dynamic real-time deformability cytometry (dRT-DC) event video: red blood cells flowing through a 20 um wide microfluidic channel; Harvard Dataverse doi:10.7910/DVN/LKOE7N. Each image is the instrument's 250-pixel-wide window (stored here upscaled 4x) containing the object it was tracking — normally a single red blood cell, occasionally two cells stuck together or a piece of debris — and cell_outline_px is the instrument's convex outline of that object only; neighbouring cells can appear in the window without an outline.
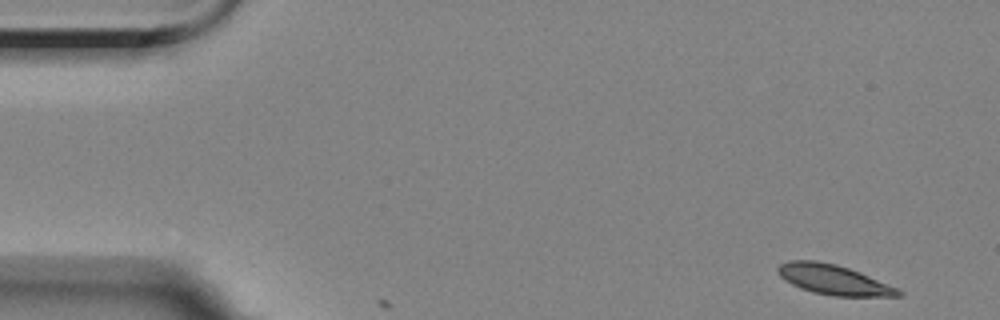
{"species": "Egyptian fruit bat (a non-hibernating species)", "species_latin": "Rousettus aegyptiacus", "temperature_condition": "room temperature", "stored_images_in_passage": 5, "segment_of_instrument_passage": [2, 2], "camera_frame_rate_fps": 3000, "um_per_image_px": 0.085, "animal": {"sex": "female"}, "frame": {"image": 1, "passage_image": 5, "time_ms": 6.667, "image_size_px": [1000, 320], "cell_outline_px": [[904, 296], [832, 296], [812, 292], [800, 288], [784, 280], [776, 272], [776, 268], [780, 264], [788, 260], [816, 260], [836, 264], [860, 272], [900, 288], [904, 292]], "centroid_in_image_um": [70.87, 23.77], "position_along_channel_um": 14.1, "area_um2": 21.33}}